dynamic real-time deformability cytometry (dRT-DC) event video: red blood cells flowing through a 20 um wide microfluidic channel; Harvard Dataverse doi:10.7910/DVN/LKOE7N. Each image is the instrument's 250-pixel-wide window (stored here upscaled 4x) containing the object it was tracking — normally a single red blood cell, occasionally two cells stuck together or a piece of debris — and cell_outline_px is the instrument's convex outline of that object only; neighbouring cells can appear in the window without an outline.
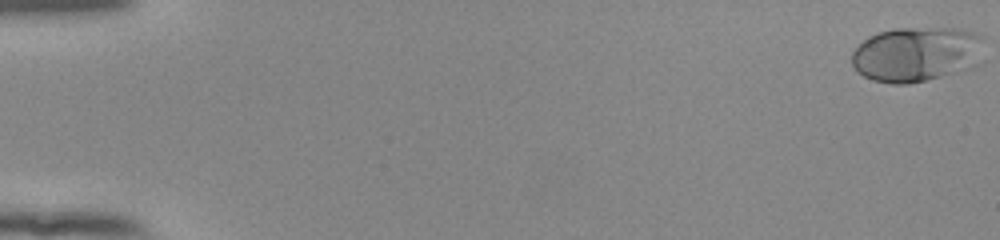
{"species": "human", "species_latin": "Homo sapiens", "temperature_condition": "room temperature", "stored_images_in_passage": 54, "camera_frame_rate_fps": 3000, "um_per_image_px": 0.085, "donor": {"sex": "female"}, "frame": {"image": 1, "passage_image": 1, "time_ms": 0.0, "image_size_px": [1000, 240], "cell_outline_px": [[984, 36], [976, 64], [972, 68], [908, 84], [892, 84], [872, 80], [856, 72], [852, 64], [852, 52], [868, 36], [892, 28], [960, 28]], "centroid_in_image_um": [77.87, 4.6], "position_along_channel_um": 7.1, "area_um2": 42.31}}
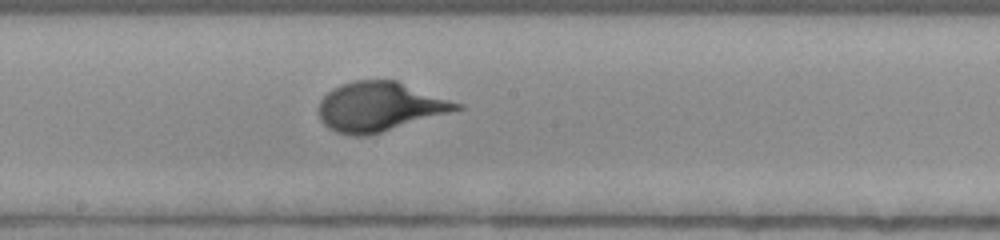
{"frame": {"image": 2, "passage_image": 31, "time_ms": 10.0, "image_size_px": [1000, 240], "cell_outline_px": [[464, 108], [368, 136], [352, 136], [336, 132], [328, 128], [320, 120], [320, 100], [332, 88], [340, 84], [356, 80], [396, 80], [464, 104]], "centroid_in_image_um": [32.27, 9.07], "position_along_channel_um": 215.9, "area_um2": 39.59}}
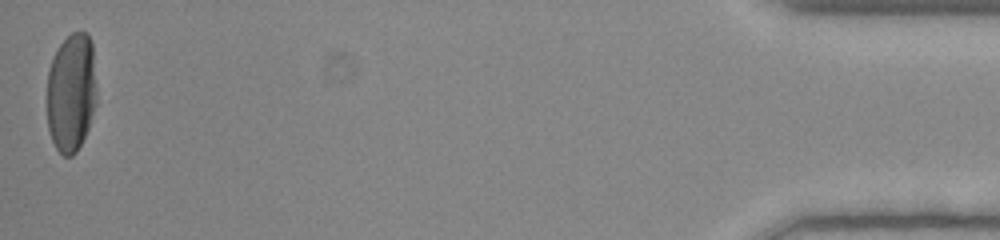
{"frame": {"image": 3, "passage_image": 54, "time_ms": 17.667, "image_size_px": [1000, 240], "cell_outline_px": [[96, 104], [88, 128], [76, 152], [72, 156], [64, 156], [56, 148], [52, 140], [48, 128], [48, 72], [52, 60], [60, 44], [72, 32], [88, 32], [92, 44], [96, 84]], "centroid_in_image_um": [6.07, 7.86], "position_along_channel_um": 429.1, "area_um2": 34.28}, "authors_computed_cell_mechanics": {"area_um2": 38.4659, "velocity_mm_per_s": 3.8902, "shape_relaxation_time_tau1_ms": 3.0215, "shape_relaxation_time_tau2_ms": null, "deformation_change_tau1": 0.1756, "deformation_change_tau2": null}}